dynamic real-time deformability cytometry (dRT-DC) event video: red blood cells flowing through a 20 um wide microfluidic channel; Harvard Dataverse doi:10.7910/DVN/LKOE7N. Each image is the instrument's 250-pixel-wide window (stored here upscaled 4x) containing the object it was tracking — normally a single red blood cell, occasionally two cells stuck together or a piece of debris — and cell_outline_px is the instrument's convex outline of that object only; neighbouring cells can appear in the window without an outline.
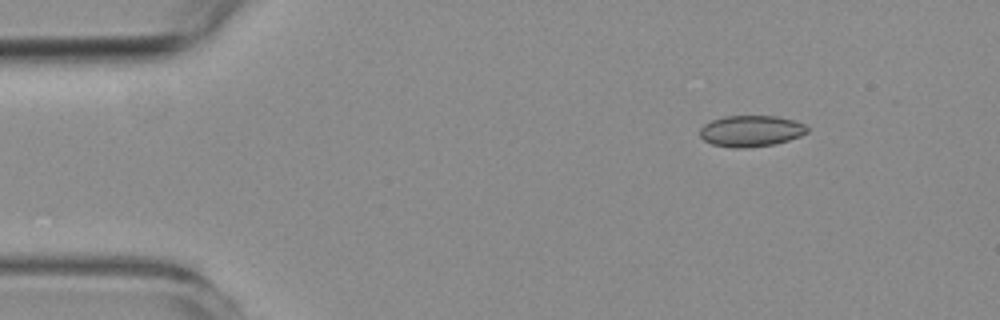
{"species": "common noctule bat (a hibernating species)", "species_latin": "Nyctalus noctula", "temperature_condition": "room temperature", "stored_images_in_passage": 8, "camera_frame_rate_fps": 3000, "um_per_image_px": 0.085, "animal": {"sex": "female", "body_mass_g": 19.3, "forearm_length_mm": 54.1}, "frame": {"image": 1, "passage_image": 1, "time_ms": 0.0, "image_size_px": [1000, 320], "cell_outline_px": [[808, 132], [800, 136], [776, 144], [748, 148], [732, 148], [712, 144], [704, 140], [700, 136], [700, 128], [704, 124], [712, 120], [724, 116], [776, 116], [792, 120], [804, 124], [808, 128]], "centroid_in_image_um": [63.82, 11.14], "position_along_channel_um": 21.2, "area_um2": 19.59}}